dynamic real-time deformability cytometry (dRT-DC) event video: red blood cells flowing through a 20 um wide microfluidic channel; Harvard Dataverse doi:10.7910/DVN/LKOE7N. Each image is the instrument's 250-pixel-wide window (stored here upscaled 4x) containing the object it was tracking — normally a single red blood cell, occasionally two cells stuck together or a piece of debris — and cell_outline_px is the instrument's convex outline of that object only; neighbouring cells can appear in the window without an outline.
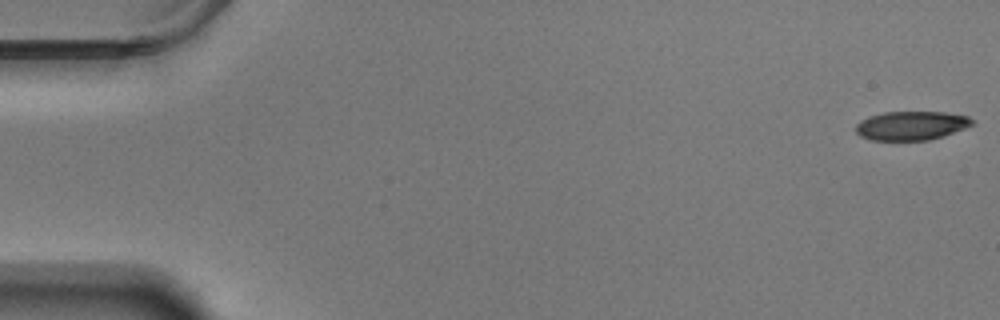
{"species": "Egyptian fruit bat (a non-hibernating species)", "species_latin": "Rousettus aegyptiacus", "temperature_condition": "warm", "stored_images_in_passage": 58, "camera_frame_rate_fps": 3000, "um_per_image_px": 0.085, "animal": {"sex": "male"}, "frame": {"image": 1, "passage_image": 1, "time_ms": 0.0, "image_size_px": [1000, 320], "cell_outline_px": [[976, 124], [944, 136], [928, 140], [872, 140], [860, 136], [856, 132], [856, 124], [860, 120], [868, 116], [884, 112], [944, 112], [968, 116]], "centroid_in_image_um": [77.46, 10.67], "position_along_channel_um": 7.5, "area_um2": 19.71}}
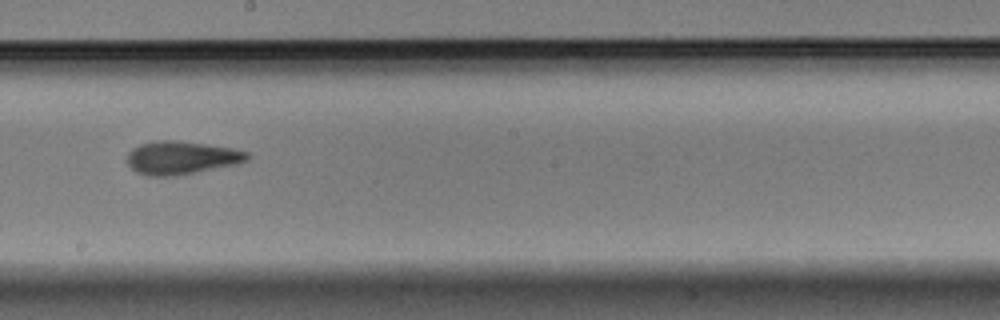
{"frame": {"image": 2, "passage_image": 33, "time_ms": 10.667, "image_size_px": [1000, 320], "cell_outline_px": [[252, 156], [248, 160], [236, 164], [176, 176], [148, 176], [136, 172], [128, 164], [128, 152], [132, 148], [140, 144], [160, 140], [180, 140], [232, 148], [252, 152]], "centroid_in_image_um": [15.46, 13.4], "position_along_channel_um": 232.7, "area_um2": 23.41}}
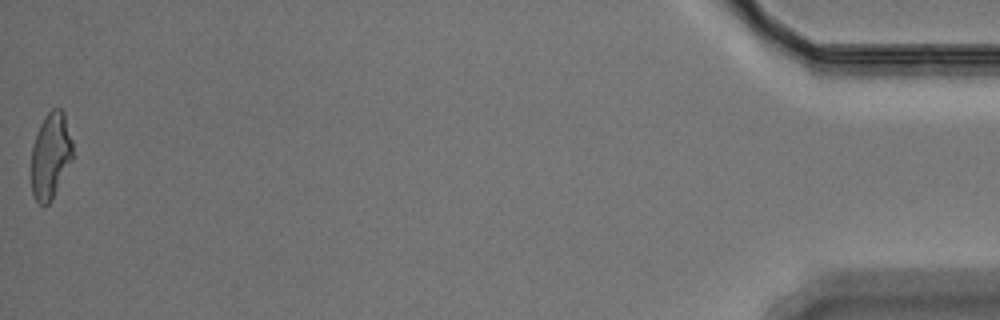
{"frame": {"image": 3, "passage_image": 58, "time_ms": 19.0, "image_size_px": [1000, 320], "cell_outline_px": [[72, 160], [52, 200], [48, 204], [40, 204], [36, 200], [32, 192], [32, 148], [36, 132], [40, 124], [48, 112], [52, 108], [60, 108], [64, 112], [72, 140]], "centroid_in_image_um": [4.31, 13.22], "position_along_channel_um": 430.9, "area_um2": 20.69}, "authors_computed_cell_mechanics": {"area_um2": 21.9062, "velocity_mm_per_s": 3.5192, "shape_relaxation_time_tau1_ms": 5.6456, "shape_relaxation_time_tau2_ms": 3.0222, "deformation_change_tau1": 0.1703, "deformation_change_tau2": 0.1137}}